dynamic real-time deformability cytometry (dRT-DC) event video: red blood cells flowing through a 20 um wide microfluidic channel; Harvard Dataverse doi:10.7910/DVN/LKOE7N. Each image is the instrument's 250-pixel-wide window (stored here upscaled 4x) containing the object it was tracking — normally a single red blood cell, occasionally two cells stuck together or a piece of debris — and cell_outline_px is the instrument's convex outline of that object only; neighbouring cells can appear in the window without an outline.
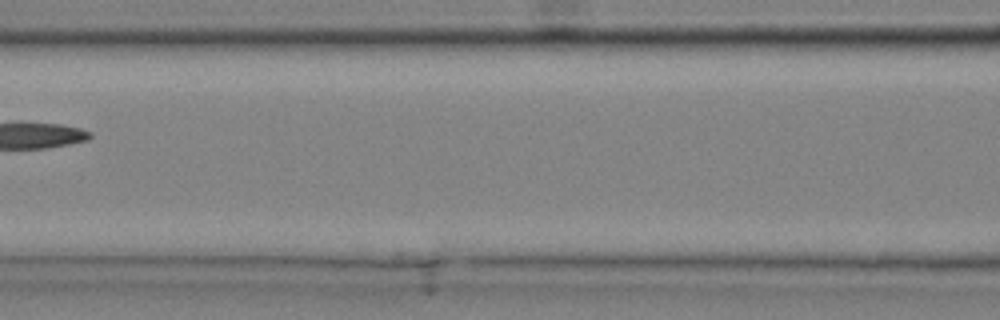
{"species": "common noctule bat (a hibernating species)", "species_latin": "Nyctalus noctula", "temperature_condition": "cold", "stored_images_in_passage": 9, "camera_frame_rate_fps": 3000, "um_per_image_px": 0.085, "animal": {"sex": "male", "body_mass_g": 20.4}, "frame": {"image": 1, "passage_image": 9, "time_ms": 2.667, "image_size_px": [1000, 320], "cell_outline_px": [[800, 208], [796, 212], [764, 216], [664, 216], [652, 212], [648, 208], [668, 204], [768, 204]], "centroid_in_image_um": [61.34, 17.85], "position_along_channel_um": 105.3, "area_um2": 11.44}}